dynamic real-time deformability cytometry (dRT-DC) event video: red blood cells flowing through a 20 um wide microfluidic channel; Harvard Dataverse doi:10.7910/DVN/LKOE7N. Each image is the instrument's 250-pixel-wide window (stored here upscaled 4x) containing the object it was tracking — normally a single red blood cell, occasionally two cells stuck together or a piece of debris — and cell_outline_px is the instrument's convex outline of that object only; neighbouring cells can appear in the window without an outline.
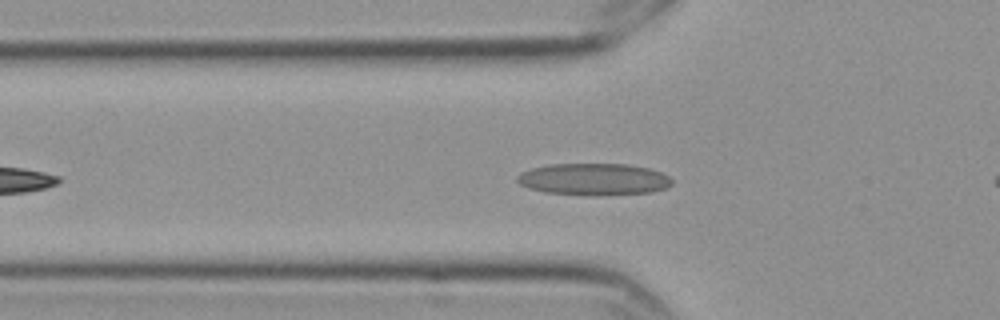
{"species": "Egyptian fruit bat (a non-hibernating species)", "species_latin": "Rousettus aegyptiacus", "temperature_condition": "cold", "stored_images_in_passage": 45, "camera_frame_rate_fps": 3000, "um_per_image_px": 0.085, "frame": {"image": 1, "passage_image": 10, "time_ms": 3.0, "image_size_px": [1000, 320], "cell_outline_px": [[672, 184], [668, 188], [652, 192], [592, 196], [544, 192], [528, 188], [520, 184], [516, 180], [516, 176], [520, 172], [532, 168], [548, 164], [628, 164], [648, 168], [660, 172], [668, 176], [672, 180]], "centroid_in_image_um": [50.46, 15.24], "position_along_channel_um": 75.3, "area_um2": 29.02}}
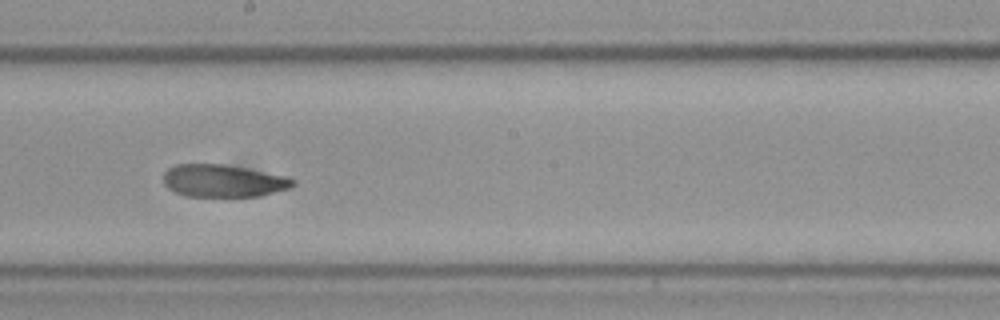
{"frame": {"image": 2, "passage_image": 23, "time_ms": 7.333, "image_size_px": [1000, 320], "cell_outline_px": [[296, 184], [292, 188], [260, 196], [184, 196], [168, 188], [164, 184], [164, 172], [168, 168], [176, 164], [224, 164], [284, 176], [296, 180]], "centroid_in_image_um": [18.98, 15.37], "position_along_channel_um": 229.2, "area_um2": 24.45}}
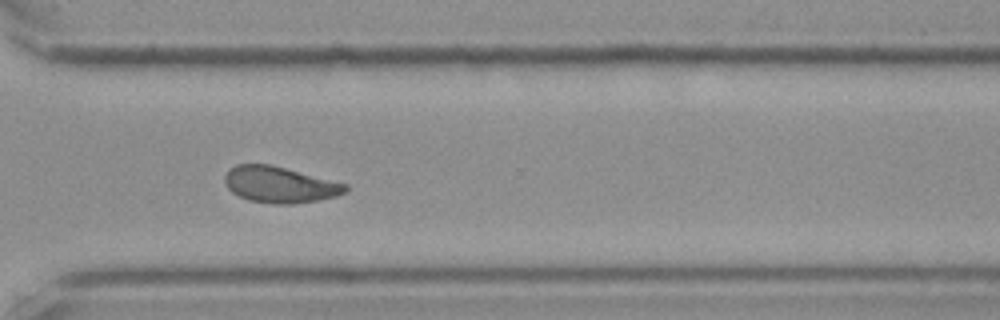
{"frame": {"image": 3, "passage_image": 33, "time_ms": 10.667, "image_size_px": [1000, 320], "cell_outline_px": [[348, 192], [336, 196], [316, 200], [292, 204], [272, 204], [248, 200], [232, 192], [228, 188], [224, 180], [224, 176], [228, 168], [236, 164], [272, 164], [348, 184]], "centroid_in_image_um": [23.77, 15.68], "position_along_channel_um": 346.8, "area_um2": 25.66}, "authors_computed_cell_mechanics": {"area_um2": 25.2586, "velocity_mm_per_s": 3.5321, "shape_relaxation_time_tau1_ms": null, "shape_relaxation_time_tau2_ms": 2.8797, "deformation_change_tau1": null, "deformation_change_tau2": 0.0864}}